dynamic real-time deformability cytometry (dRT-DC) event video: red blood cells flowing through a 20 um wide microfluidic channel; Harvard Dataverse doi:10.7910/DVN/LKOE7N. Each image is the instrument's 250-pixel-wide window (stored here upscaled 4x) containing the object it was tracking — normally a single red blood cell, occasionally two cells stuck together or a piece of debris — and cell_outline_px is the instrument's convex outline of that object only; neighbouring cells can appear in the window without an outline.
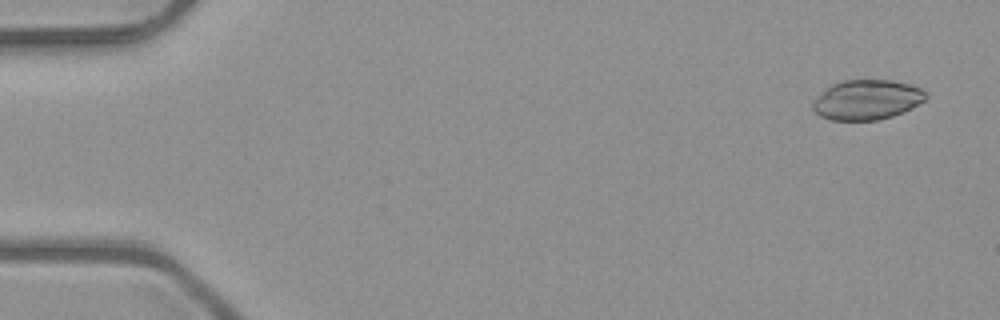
{"species": "common noctule bat (a hibernating species)", "species_latin": "Nyctalus noctula", "temperature_condition": "room temperature", "stored_images_in_passage": 5, "camera_frame_rate_fps": 3000, "um_per_image_px": 0.085, "animal": {"sex": "male", "body_mass_g": 23.1, "forearm_length_mm": 52.7}, "frame": {"image": 1, "passage_image": 1, "time_ms": 0.0, "image_size_px": [1000, 320], "cell_outline_px": [[928, 96], [924, 100], [912, 108], [892, 116], [876, 120], [832, 120], [820, 116], [812, 108], [812, 100], [832, 84], [840, 80], [892, 80], [908, 84], [920, 88]], "centroid_in_image_um": [73.66, 8.48], "position_along_channel_um": 11.3, "area_um2": 26.18}}
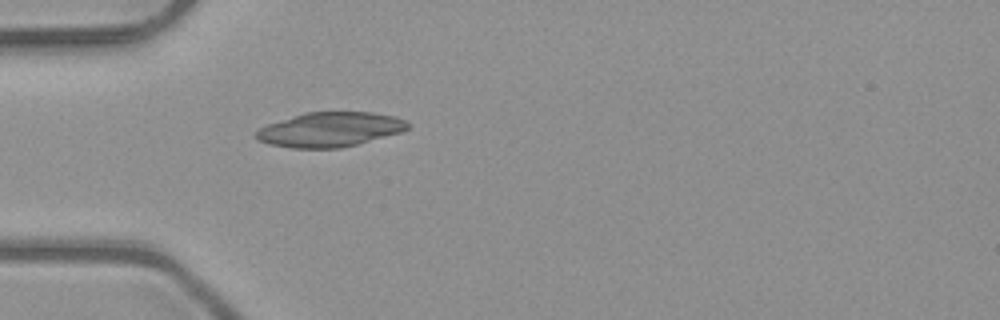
{"frame": {"image": 2, "passage_image": 5, "time_ms": 1.333, "image_size_px": [1000, 320], "cell_outline_px": [[408, 128], [400, 132], [356, 144], [340, 148], [292, 148], [268, 144], [252, 136], [260, 128], [268, 124], [304, 112], [372, 112], [396, 116], [404, 120], [408, 124]], "centroid_in_image_um": [28.01, 11.0], "position_along_channel_um": 57.0, "area_um2": 30.35}}